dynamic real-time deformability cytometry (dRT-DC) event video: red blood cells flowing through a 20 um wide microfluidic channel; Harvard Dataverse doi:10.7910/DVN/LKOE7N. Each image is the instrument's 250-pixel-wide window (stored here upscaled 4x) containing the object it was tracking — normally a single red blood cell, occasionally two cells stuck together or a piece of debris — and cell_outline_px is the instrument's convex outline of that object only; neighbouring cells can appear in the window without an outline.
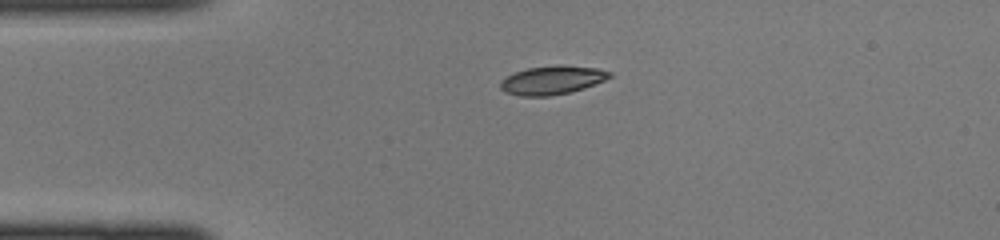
{"species": "common noctule bat (a hibernating species)", "species_latin": "Nyctalus noctula", "temperature_condition": "cold", "stored_images_in_passage": 35, "camera_frame_rate_fps": 3000, "um_per_image_px": 0.085, "animal": {"sex": "female", "body_mass_g": 22.0, "forearm_length_mm": 56.7}, "frame": {"image": 1, "passage_image": 1, "time_ms": 0.0, "image_size_px": [1000, 240], "cell_outline_px": [[612, 76], [604, 80], [584, 88], [572, 92], [548, 96], [520, 96], [504, 92], [500, 88], [500, 80], [516, 72], [528, 68], [560, 64], [600, 68], [612, 72]], "centroid_in_image_um": [46.95, 6.8], "position_along_channel_um": 38.0, "area_um2": 18.38}}
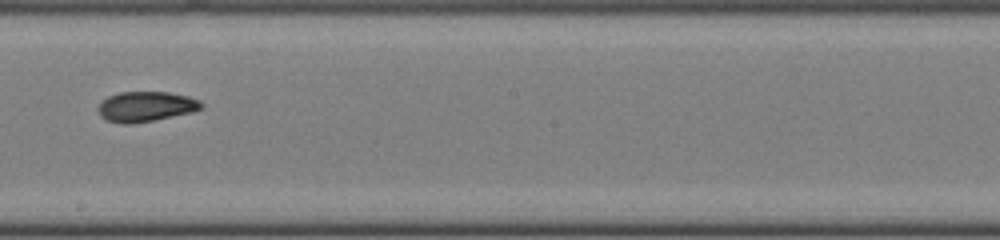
{"frame": {"image": 2, "passage_image": 16, "time_ms": 5.0, "image_size_px": [1000, 240], "cell_outline_px": [[204, 108], [192, 112], [132, 124], [120, 124], [108, 120], [100, 116], [96, 108], [108, 96], [120, 92], [168, 92], [188, 96], [200, 100], [204, 104]], "centroid_in_image_um": [12.41, 9.05], "position_along_channel_um": 235.8, "area_um2": 18.15}}
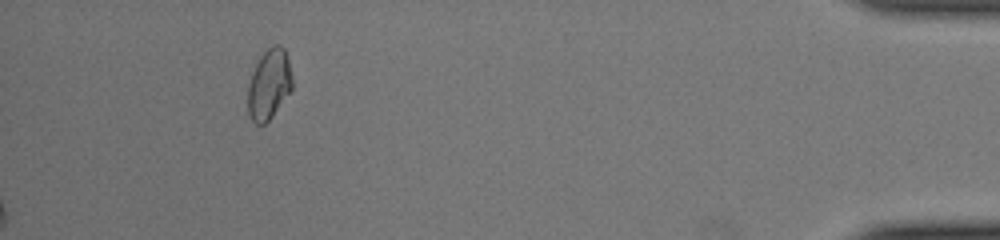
{"frame": {"image": 3, "passage_image": 32, "time_ms": 10.333, "image_size_px": [1000, 240], "cell_outline_px": [[292, 88], [268, 120], [264, 124], [256, 124], [248, 116], [248, 84], [252, 72], [260, 56], [272, 44], [280, 44], [284, 48], [288, 60], [292, 76]], "centroid_in_image_um": [22.85, 7.14], "position_along_channel_um": 412.3, "area_um2": 17.98}}